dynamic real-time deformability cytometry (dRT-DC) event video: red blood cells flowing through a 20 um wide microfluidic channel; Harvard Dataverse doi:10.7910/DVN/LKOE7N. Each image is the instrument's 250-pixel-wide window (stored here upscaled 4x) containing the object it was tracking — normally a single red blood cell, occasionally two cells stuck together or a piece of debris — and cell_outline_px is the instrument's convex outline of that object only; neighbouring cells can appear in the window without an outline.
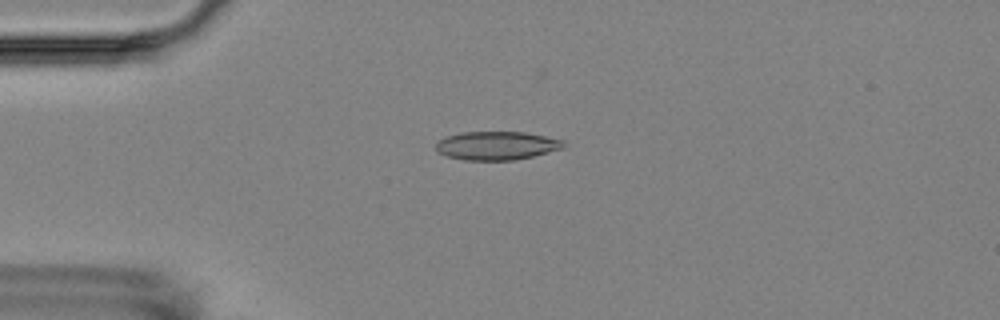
{"species": "Egyptian fruit bat (a non-hibernating species)", "species_latin": "Rousettus aegyptiacus", "temperature_condition": "room temperature", "stored_images_in_passage": 4, "camera_frame_rate_fps": 3000, "um_per_image_px": 0.085, "animal": {"sex": "female"}, "frame": {"image": 1, "passage_image": 2, "time_ms": 2.0, "image_size_px": [1000, 320], "cell_outline_px": [[564, 148], [532, 156], [512, 160], [464, 160], [448, 156], [436, 152], [436, 144], [440, 140], [448, 136], [460, 132], [524, 132], [564, 140]], "centroid_in_image_um": [42.21, 12.38], "position_along_channel_um": 42.8, "area_um2": 21.04}}
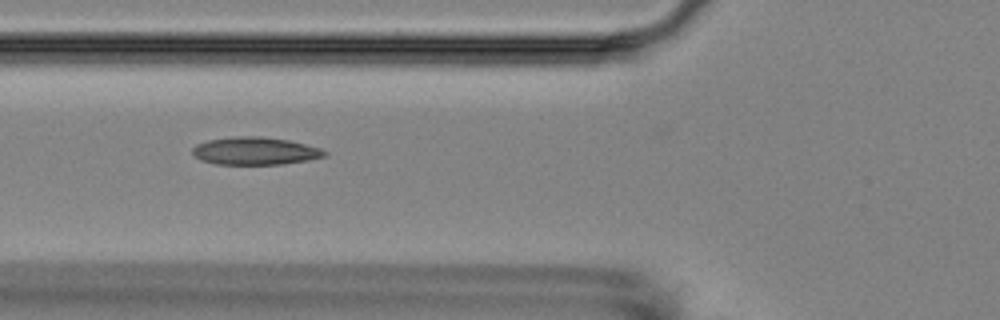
{"frame": {"image": 2, "passage_image": 4, "time_ms": 4.333, "image_size_px": [1000, 320], "cell_outline_px": [[328, 156], [308, 160], [280, 164], [216, 164], [200, 160], [192, 152], [192, 148], [196, 144], [208, 140], [232, 136], [260, 136], [288, 140], [320, 148], [328, 152]], "centroid_in_image_um": [21.68, 12.83], "position_along_channel_um": 104.1, "area_um2": 21.33}}